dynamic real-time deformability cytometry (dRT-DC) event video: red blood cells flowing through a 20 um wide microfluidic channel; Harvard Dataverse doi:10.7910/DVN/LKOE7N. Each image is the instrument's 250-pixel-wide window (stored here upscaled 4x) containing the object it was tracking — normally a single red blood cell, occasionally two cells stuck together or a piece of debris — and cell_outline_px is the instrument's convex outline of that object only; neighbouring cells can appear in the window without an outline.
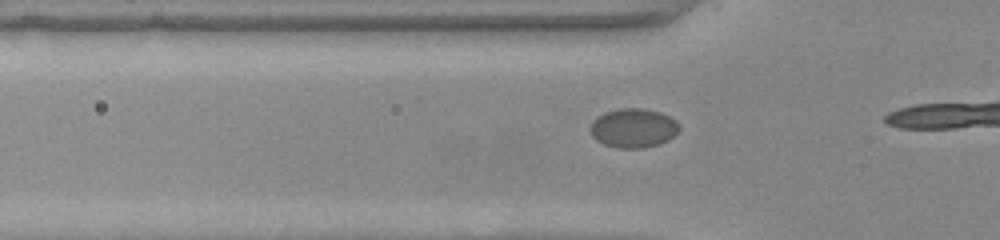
{"species": "common noctule bat (a hibernating species)", "species_latin": "Nyctalus noctula", "temperature_condition": "warm", "stored_images_in_passage": 13, "camera_frame_rate_fps": 3000, "um_per_image_px": 0.085, "animal": {"sex": "female", "body_mass_g": 22.0, "forearm_length_mm": 56.7}, "frame": {"image": 1, "passage_image": 10, "time_ms": 3.0, "image_size_px": [1000, 240], "cell_outline_px": [[680, 128], [668, 140], [660, 144], [640, 148], [616, 148], [604, 144], [596, 140], [592, 136], [588, 128], [592, 120], [596, 116], [604, 112], [620, 108], [644, 108], [660, 112], [676, 120], [680, 124]], "centroid_in_image_um": [53.8, 10.87], "position_along_channel_um": 72.0, "area_um2": 20.58}}